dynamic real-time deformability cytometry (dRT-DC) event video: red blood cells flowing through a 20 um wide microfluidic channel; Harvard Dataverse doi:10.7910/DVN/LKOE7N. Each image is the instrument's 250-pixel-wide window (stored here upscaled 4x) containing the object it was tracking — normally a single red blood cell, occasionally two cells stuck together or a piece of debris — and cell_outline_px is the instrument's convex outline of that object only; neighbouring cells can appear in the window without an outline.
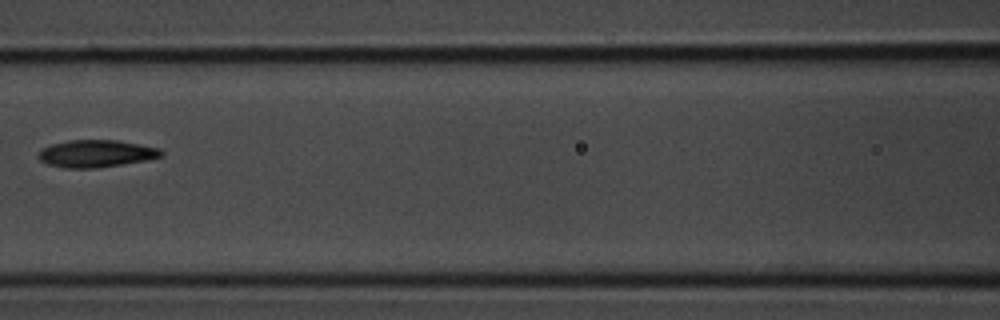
{"species": "common noctule bat (a hibernating species)", "species_latin": "Nyctalus noctula", "temperature_condition": "room temperature", "stored_images_in_passage": 5, "camera_frame_rate_fps": 3000, "um_per_image_px": 0.085, "animal": {"sex": "male", "body_mass_g": 20.1, "forearm_length_mm": 53.5}, "frame": {"image": 1, "passage_image": 5, "time_ms": 1.333, "image_size_px": [1000, 320], "cell_outline_px": [[164, 156], [148, 160], [96, 168], [64, 168], [48, 164], [40, 160], [36, 156], [44, 148], [52, 144], [68, 140], [116, 140], [160, 148], [164, 152]], "centroid_in_image_um": [8.2, 13.06], "position_along_channel_um": 158.4, "area_um2": 19.54}}